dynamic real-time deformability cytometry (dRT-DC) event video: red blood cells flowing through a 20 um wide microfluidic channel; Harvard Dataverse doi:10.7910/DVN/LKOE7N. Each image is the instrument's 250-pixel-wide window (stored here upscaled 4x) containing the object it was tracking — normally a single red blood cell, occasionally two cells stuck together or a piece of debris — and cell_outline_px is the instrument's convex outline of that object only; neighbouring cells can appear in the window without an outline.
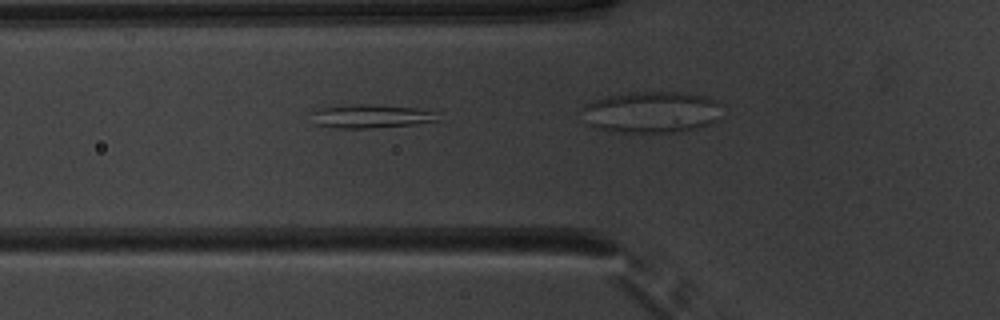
{"species": "common noctule bat (a hibernating species)", "species_latin": "Nyctalus noctula", "temperature_condition": "warm", "stored_images_in_passage": 26, "segment_of_instrument_passage": [1, 2], "camera_frame_rate_fps": 3000, "um_per_image_px": 0.085, "animal": {"sex": "male", "body_mass_g": 20.1, "forearm_length_mm": 53.5}, "frame": {"image": 1, "passage_image": 5, "time_ms": 1.333, "image_size_px": [1000, 320], "cell_outline_px": [[440, 120], [412, 124], [372, 128], [336, 128], [316, 124], [312, 112], [320, 108], [360, 104], [368, 104], [416, 108], [436, 112]], "centroid_in_image_um": [31.56, 9.88], "position_along_channel_um": 94.2, "area_um2": 16.99}}
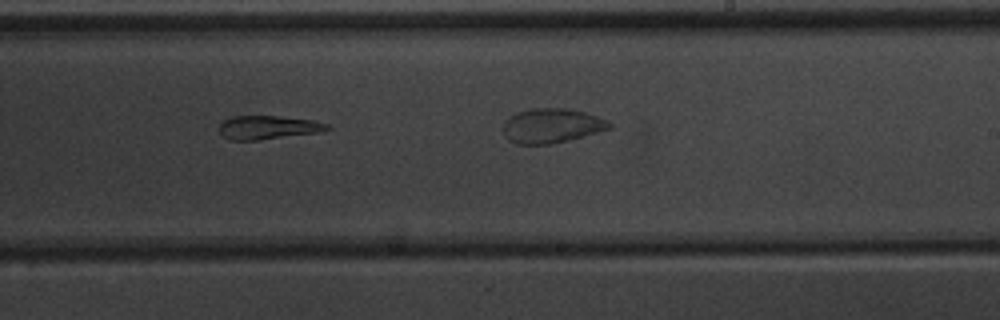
{"frame": {"image": 2, "passage_image": 18, "time_ms": 5.667, "image_size_px": [1000, 320], "cell_outline_px": [[332, 128], [320, 132], [260, 140], [228, 140], [220, 136], [220, 124], [224, 120], [232, 116], [280, 116], [312, 120], [328, 124]], "centroid_in_image_um": [22.76, 10.84], "position_along_channel_um": 266.2, "area_um2": 14.97}}
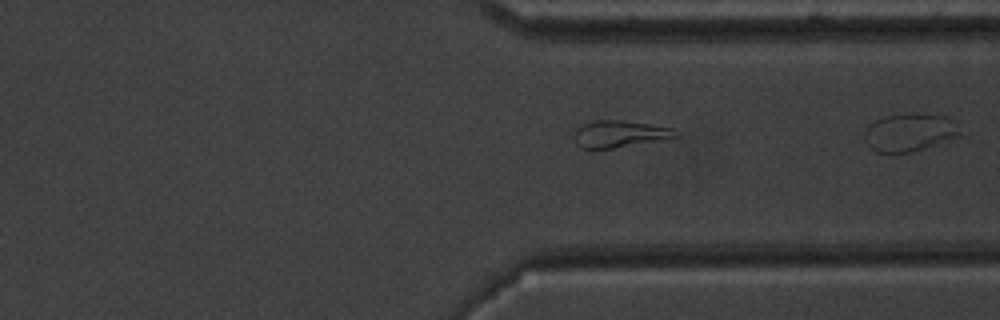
{"frame": {"image": 3, "passage_image": 25, "time_ms": 8.0, "image_size_px": [1000, 320], "cell_outline_px": [[680, 136], [612, 148], [580, 148], [576, 144], [576, 128], [584, 124], [596, 120], [620, 120], [648, 124], [672, 128], [680, 132]], "centroid_in_image_um": [52.68, 11.38], "position_along_channel_um": 358.7, "area_um2": 15.49}}